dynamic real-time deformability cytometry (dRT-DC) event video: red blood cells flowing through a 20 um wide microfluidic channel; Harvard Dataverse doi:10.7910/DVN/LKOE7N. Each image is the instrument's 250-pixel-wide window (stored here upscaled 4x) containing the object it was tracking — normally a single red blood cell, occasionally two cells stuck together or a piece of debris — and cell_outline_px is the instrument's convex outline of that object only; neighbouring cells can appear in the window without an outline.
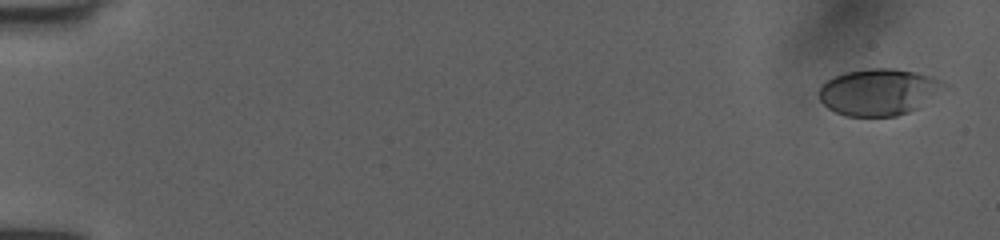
{"species": "human", "species_latin": "Homo sapiens", "temperature_condition": "room temperature", "stored_images_in_passage": 42, "camera_frame_rate_fps": 3000, "um_per_image_px": 0.085, "donor": {"sex": "female"}, "frame": {"image": 1, "passage_image": 1, "time_ms": 0.0, "image_size_px": [1000, 240], "cell_outline_px": [[948, 84], [920, 108], [896, 116], [844, 116], [828, 108], [820, 100], [820, 84], [844, 72], [872, 68], [892, 68], [932, 76]], "centroid_in_image_um": [74.69, 7.82], "position_along_channel_um": 10.3, "area_um2": 33.81}}
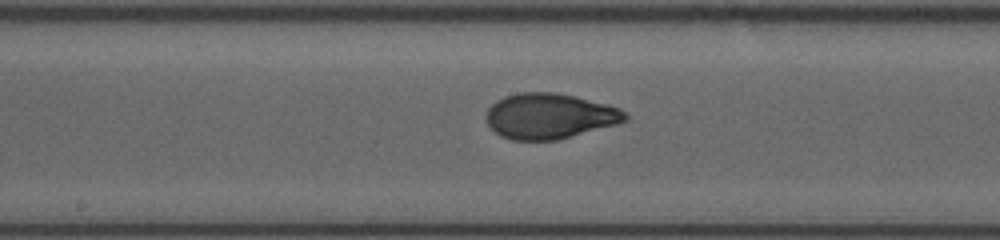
{"frame": {"image": 2, "passage_image": 24, "time_ms": 7.667, "image_size_px": [1000, 240], "cell_outline_px": [[628, 120], [616, 124], [556, 140], [512, 140], [500, 136], [484, 120], [484, 116], [488, 108], [496, 100], [504, 96], [520, 92], [556, 92], [608, 104], [620, 108], [628, 116]], "centroid_in_image_um": [46.67, 9.86], "position_along_channel_um": 201.5, "area_um2": 36.88}}
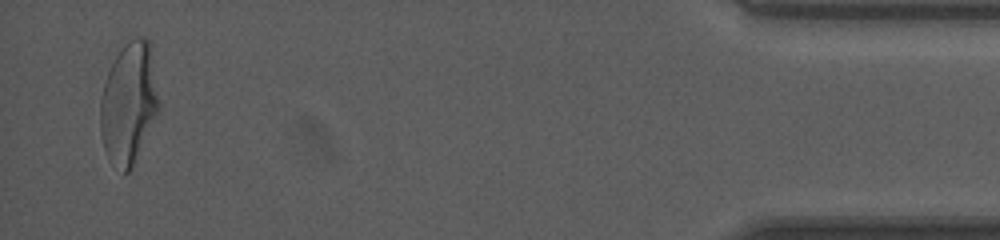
{"frame": {"image": 3, "passage_image": 41, "time_ms": 13.333, "image_size_px": [1000, 240], "cell_outline_px": [[160, 112], [132, 168], [124, 176], [108, 156], [104, 148], [100, 132], [100, 100], [104, 84], [108, 72], [120, 48], [128, 40], [136, 36], [144, 36], [148, 40], [160, 104]], "centroid_in_image_um": [10.96, 8.81], "position_along_channel_um": 424.2, "area_um2": 41.62}, "authors_computed_cell_mechanics": {"area_um2": 36.414, "velocity_mm_per_s": 4.0412, "shape_relaxation_time_tau1_ms": 5.2816, "shape_relaxation_time_tau2_ms": 0.7852, "deformation_change_tau1": 0.2252, "deformation_change_tau2": 0.0568}}